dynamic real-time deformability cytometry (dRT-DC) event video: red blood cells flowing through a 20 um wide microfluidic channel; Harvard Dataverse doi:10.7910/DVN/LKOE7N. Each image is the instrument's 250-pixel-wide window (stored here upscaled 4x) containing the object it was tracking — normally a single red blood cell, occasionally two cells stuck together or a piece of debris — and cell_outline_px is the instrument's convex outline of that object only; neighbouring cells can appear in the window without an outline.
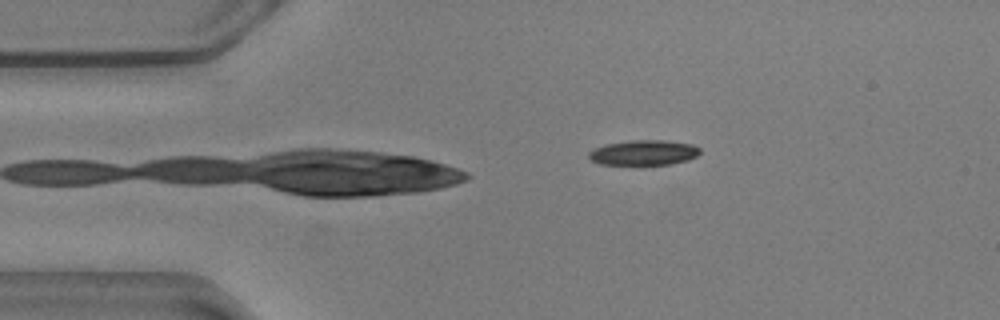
{"species": "common noctule bat (a hibernating species)", "species_latin": "Nyctalus noctula", "temperature_condition": "warm", "stored_images_in_passage": 11, "camera_frame_rate_fps": 3000, "um_per_image_px": 0.085, "animal": {"sex": "male", "body_mass_g": 20.5, "forearm_length_mm": 52.5}, "frame": {"image": 1, "passage_image": 11, "time_ms": 3.333, "image_size_px": [1000, 320], "cell_outline_px": [[700, 152], [696, 156], [688, 160], [672, 164], [600, 164], [592, 160], [588, 156], [588, 152], [592, 148], [604, 144], [632, 140], [664, 140], [692, 144], [700, 148]], "centroid_in_image_um": [54.7, 12.96], "position_along_channel_um": 30.3, "area_um2": 16.3}}